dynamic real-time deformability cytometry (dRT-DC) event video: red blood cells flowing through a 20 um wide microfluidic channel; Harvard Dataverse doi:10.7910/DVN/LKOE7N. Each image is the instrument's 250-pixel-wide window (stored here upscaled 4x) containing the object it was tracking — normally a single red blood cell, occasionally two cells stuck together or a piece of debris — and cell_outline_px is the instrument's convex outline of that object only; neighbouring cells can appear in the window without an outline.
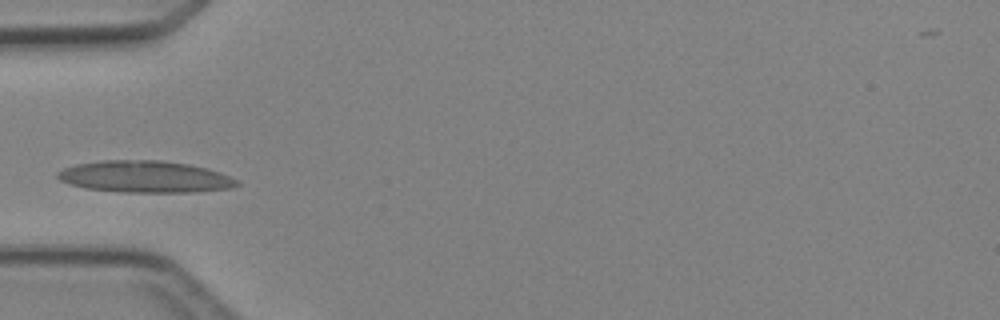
{"species": "Egyptian fruit bat (a non-hibernating species)", "species_latin": "Rousettus aegyptiacus", "temperature_condition": "cold", "stored_images_in_passage": 3, "camera_frame_rate_fps": 3000, "um_per_image_px": 0.085, "animal": {"sex": "female"}, "frame": {"image": 1, "passage_image": 2, "time_ms": 1.333, "image_size_px": [1000, 320], "cell_outline_px": [[240, 184], [232, 188], [192, 192], [124, 192], [84, 188], [68, 184], [60, 180], [56, 176], [56, 172], [64, 168], [76, 164], [100, 160], [160, 160], [188, 164], [208, 168], [220, 172], [236, 180]], "centroid_in_image_um": [12.29, 15.02], "position_along_channel_um": 72.7, "area_um2": 33.29}}
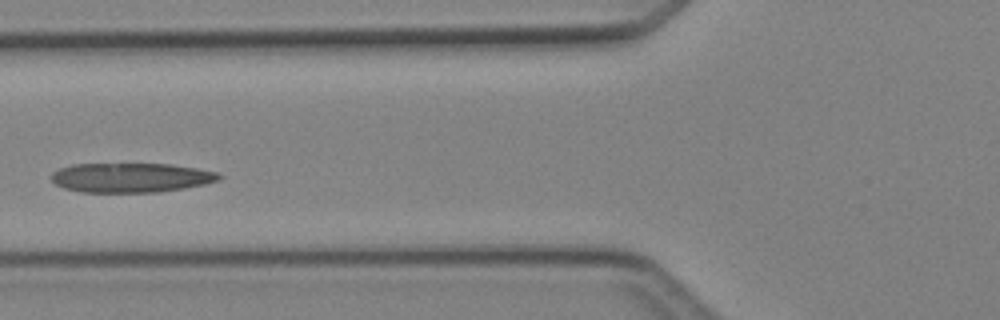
{"frame": {"image": 2, "passage_image": 3, "time_ms": 2.333, "image_size_px": [1000, 320], "cell_outline_px": [[224, 176], [220, 180], [204, 184], [184, 188], [160, 192], [80, 192], [64, 188], [56, 184], [52, 180], [52, 172], [60, 168], [72, 164], [172, 164], [196, 168], [216, 172]], "centroid_in_image_um": [11.14, 15.1], "position_along_channel_um": 114.7, "area_um2": 28.84}}